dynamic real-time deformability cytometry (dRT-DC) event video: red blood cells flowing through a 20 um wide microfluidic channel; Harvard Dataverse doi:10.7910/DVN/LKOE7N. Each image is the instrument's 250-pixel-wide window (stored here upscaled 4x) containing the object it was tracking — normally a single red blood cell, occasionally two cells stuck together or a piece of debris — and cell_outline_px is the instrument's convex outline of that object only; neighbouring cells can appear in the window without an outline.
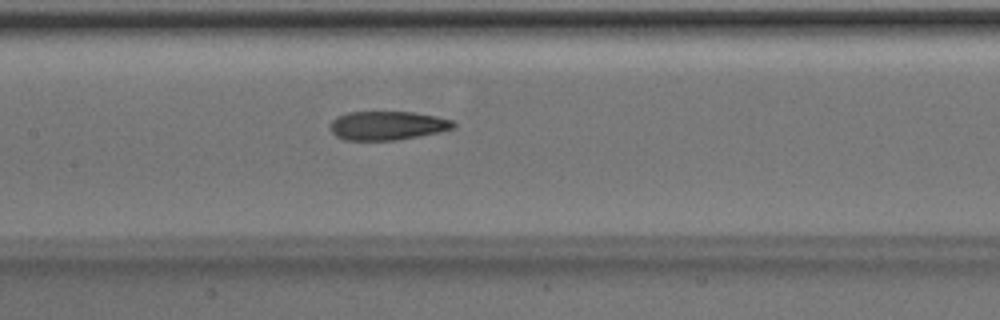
{"species": "Egyptian fruit bat (a non-hibernating species)", "species_latin": "Rousettus aegyptiacus", "temperature_condition": "room temperature", "stored_images_in_passage": 50, "camera_frame_rate_fps": 3000, "um_per_image_px": 0.085, "animal": {"sex": "male"}, "frame": {"image": 1, "passage_image": 24, "time_ms": 7.667, "image_size_px": [1000, 320], "cell_outline_px": [[456, 128], [440, 132], [396, 140], [344, 140], [336, 136], [328, 128], [328, 124], [336, 116], [348, 112], [412, 112], [436, 116], [452, 120], [456, 124]], "centroid_in_image_um": [32.9, 10.67], "position_along_channel_um": 174.5, "area_um2": 20.92}}
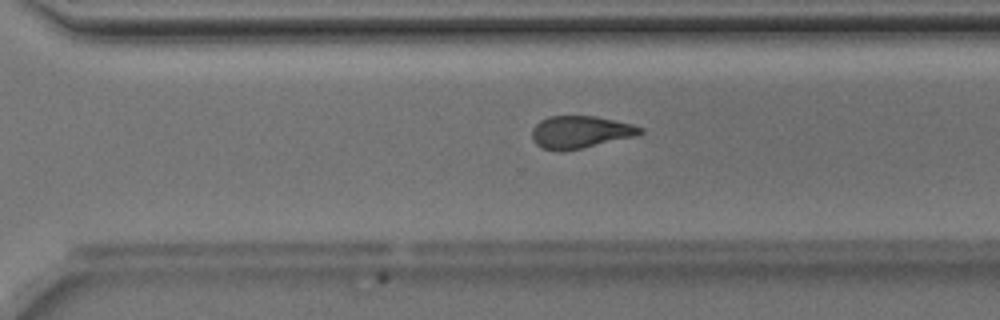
{"frame": {"image": 2, "passage_image": 35, "time_ms": 11.333, "image_size_px": [1000, 320], "cell_outline_px": [[644, 132], [636, 136], [564, 152], [560, 152], [540, 148], [532, 140], [532, 128], [540, 120], [548, 116], [596, 116], [632, 124], [644, 128]], "centroid_in_image_um": [49.3, 11.23], "position_along_channel_um": 321.3, "area_um2": 20.69}}
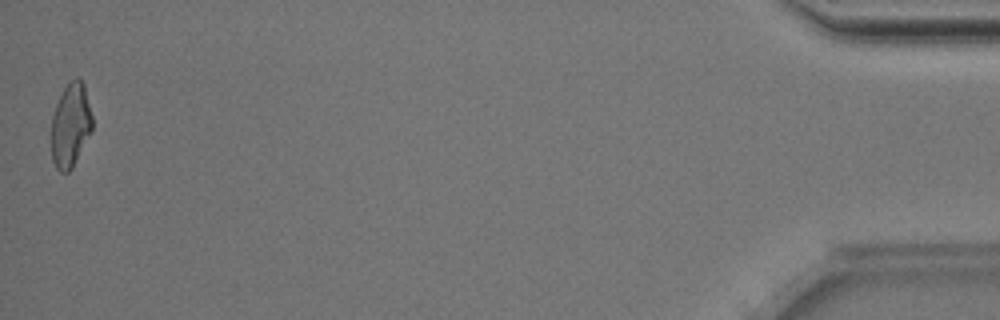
{"frame": {"image": 3, "passage_image": 50, "time_ms": 16.333, "image_size_px": [1000, 320], "cell_outline_px": [[92, 132], [72, 168], [68, 172], [60, 172], [56, 168], [52, 160], [52, 116], [56, 104], [64, 88], [76, 76], [84, 84], [92, 116]], "centroid_in_image_um": [6.01, 10.66], "position_along_channel_um": 429.2, "area_um2": 19.94}, "authors_computed_cell_mechanics": {"area_um2": 20.8658, "velocity_mm_per_s": 4.023, "shape_relaxation_time_tau1_ms": 5.0118, "shape_relaxation_time_tau2_ms": 2.3281, "deformation_change_tau1": 0.2021, "deformation_change_tau2": 0.1203}}